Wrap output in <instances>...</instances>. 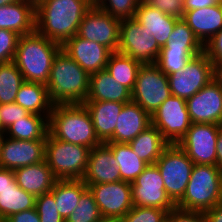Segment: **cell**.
Masks as SVG:
<instances>
[{"instance_id":"cell-5","label":"cell","mask_w":222,"mask_h":222,"mask_svg":"<svg viewBox=\"0 0 222 222\" xmlns=\"http://www.w3.org/2000/svg\"><path fill=\"white\" fill-rule=\"evenodd\" d=\"M222 202V171L216 165L194 164L190 180L176 208L205 212Z\"/></svg>"},{"instance_id":"cell-4","label":"cell","mask_w":222,"mask_h":222,"mask_svg":"<svg viewBox=\"0 0 222 222\" xmlns=\"http://www.w3.org/2000/svg\"><path fill=\"white\" fill-rule=\"evenodd\" d=\"M61 44L39 34L36 30L20 36L13 62L27 82L47 84L52 62Z\"/></svg>"},{"instance_id":"cell-37","label":"cell","mask_w":222,"mask_h":222,"mask_svg":"<svg viewBox=\"0 0 222 222\" xmlns=\"http://www.w3.org/2000/svg\"><path fill=\"white\" fill-rule=\"evenodd\" d=\"M204 49L194 32L183 19H178L170 34L169 41L161 48Z\"/></svg>"},{"instance_id":"cell-42","label":"cell","mask_w":222,"mask_h":222,"mask_svg":"<svg viewBox=\"0 0 222 222\" xmlns=\"http://www.w3.org/2000/svg\"><path fill=\"white\" fill-rule=\"evenodd\" d=\"M29 114V112L21 107L19 104L8 103L0 104V128L1 131H5L14 122L19 119H24Z\"/></svg>"},{"instance_id":"cell-22","label":"cell","mask_w":222,"mask_h":222,"mask_svg":"<svg viewBox=\"0 0 222 222\" xmlns=\"http://www.w3.org/2000/svg\"><path fill=\"white\" fill-rule=\"evenodd\" d=\"M14 175L17 185L35 197L49 193L57 181L45 160L18 168Z\"/></svg>"},{"instance_id":"cell-36","label":"cell","mask_w":222,"mask_h":222,"mask_svg":"<svg viewBox=\"0 0 222 222\" xmlns=\"http://www.w3.org/2000/svg\"><path fill=\"white\" fill-rule=\"evenodd\" d=\"M103 219L93 193L87 188L80 196L78 206L65 222H99Z\"/></svg>"},{"instance_id":"cell-14","label":"cell","mask_w":222,"mask_h":222,"mask_svg":"<svg viewBox=\"0 0 222 222\" xmlns=\"http://www.w3.org/2000/svg\"><path fill=\"white\" fill-rule=\"evenodd\" d=\"M120 23L121 20L112 17L95 4L83 17L77 35L116 52L119 45Z\"/></svg>"},{"instance_id":"cell-25","label":"cell","mask_w":222,"mask_h":222,"mask_svg":"<svg viewBox=\"0 0 222 222\" xmlns=\"http://www.w3.org/2000/svg\"><path fill=\"white\" fill-rule=\"evenodd\" d=\"M132 92L113 78L106 69L90 75L89 93L86 101H112L127 103Z\"/></svg>"},{"instance_id":"cell-49","label":"cell","mask_w":222,"mask_h":222,"mask_svg":"<svg viewBox=\"0 0 222 222\" xmlns=\"http://www.w3.org/2000/svg\"><path fill=\"white\" fill-rule=\"evenodd\" d=\"M184 4L185 11H187L197 8L209 7L215 3L212 0H184Z\"/></svg>"},{"instance_id":"cell-11","label":"cell","mask_w":222,"mask_h":222,"mask_svg":"<svg viewBox=\"0 0 222 222\" xmlns=\"http://www.w3.org/2000/svg\"><path fill=\"white\" fill-rule=\"evenodd\" d=\"M130 184L133 206L159 208L167 212L176 208L165 190L161 173L155 164L148 165Z\"/></svg>"},{"instance_id":"cell-52","label":"cell","mask_w":222,"mask_h":222,"mask_svg":"<svg viewBox=\"0 0 222 222\" xmlns=\"http://www.w3.org/2000/svg\"><path fill=\"white\" fill-rule=\"evenodd\" d=\"M25 3L32 5L35 9L44 2V0H23Z\"/></svg>"},{"instance_id":"cell-10","label":"cell","mask_w":222,"mask_h":222,"mask_svg":"<svg viewBox=\"0 0 222 222\" xmlns=\"http://www.w3.org/2000/svg\"><path fill=\"white\" fill-rule=\"evenodd\" d=\"M213 79V63L205 52L192 57L183 70L168 75L171 95L187 100Z\"/></svg>"},{"instance_id":"cell-32","label":"cell","mask_w":222,"mask_h":222,"mask_svg":"<svg viewBox=\"0 0 222 222\" xmlns=\"http://www.w3.org/2000/svg\"><path fill=\"white\" fill-rule=\"evenodd\" d=\"M141 66L139 61L116 51L111 53L105 69L119 84L132 92Z\"/></svg>"},{"instance_id":"cell-18","label":"cell","mask_w":222,"mask_h":222,"mask_svg":"<svg viewBox=\"0 0 222 222\" xmlns=\"http://www.w3.org/2000/svg\"><path fill=\"white\" fill-rule=\"evenodd\" d=\"M186 104L192 123L218 124L222 116V87L212 79Z\"/></svg>"},{"instance_id":"cell-45","label":"cell","mask_w":222,"mask_h":222,"mask_svg":"<svg viewBox=\"0 0 222 222\" xmlns=\"http://www.w3.org/2000/svg\"><path fill=\"white\" fill-rule=\"evenodd\" d=\"M204 52L212 63H222V30L204 46Z\"/></svg>"},{"instance_id":"cell-23","label":"cell","mask_w":222,"mask_h":222,"mask_svg":"<svg viewBox=\"0 0 222 222\" xmlns=\"http://www.w3.org/2000/svg\"><path fill=\"white\" fill-rule=\"evenodd\" d=\"M90 113L98 139L106 143L114 134V130L124 104L112 101H85L83 103Z\"/></svg>"},{"instance_id":"cell-3","label":"cell","mask_w":222,"mask_h":222,"mask_svg":"<svg viewBox=\"0 0 222 222\" xmlns=\"http://www.w3.org/2000/svg\"><path fill=\"white\" fill-rule=\"evenodd\" d=\"M49 134L64 142L90 149L102 144L98 139L90 113L83 103L53 105L48 118Z\"/></svg>"},{"instance_id":"cell-9","label":"cell","mask_w":222,"mask_h":222,"mask_svg":"<svg viewBox=\"0 0 222 222\" xmlns=\"http://www.w3.org/2000/svg\"><path fill=\"white\" fill-rule=\"evenodd\" d=\"M160 49L155 38L134 18L121 20L118 52L142 64H155Z\"/></svg>"},{"instance_id":"cell-39","label":"cell","mask_w":222,"mask_h":222,"mask_svg":"<svg viewBox=\"0 0 222 222\" xmlns=\"http://www.w3.org/2000/svg\"><path fill=\"white\" fill-rule=\"evenodd\" d=\"M167 213L164 209L133 206L120 222H166Z\"/></svg>"},{"instance_id":"cell-31","label":"cell","mask_w":222,"mask_h":222,"mask_svg":"<svg viewBox=\"0 0 222 222\" xmlns=\"http://www.w3.org/2000/svg\"><path fill=\"white\" fill-rule=\"evenodd\" d=\"M111 148L115 160L118 162L120 180L132 183L148 166L134 154L128 143L106 142Z\"/></svg>"},{"instance_id":"cell-8","label":"cell","mask_w":222,"mask_h":222,"mask_svg":"<svg viewBox=\"0 0 222 222\" xmlns=\"http://www.w3.org/2000/svg\"><path fill=\"white\" fill-rule=\"evenodd\" d=\"M169 96L168 76L156 64H142L132 90V101L151 116Z\"/></svg>"},{"instance_id":"cell-21","label":"cell","mask_w":222,"mask_h":222,"mask_svg":"<svg viewBox=\"0 0 222 222\" xmlns=\"http://www.w3.org/2000/svg\"><path fill=\"white\" fill-rule=\"evenodd\" d=\"M183 20L205 46L215 34L222 30V4L187 10Z\"/></svg>"},{"instance_id":"cell-41","label":"cell","mask_w":222,"mask_h":222,"mask_svg":"<svg viewBox=\"0 0 222 222\" xmlns=\"http://www.w3.org/2000/svg\"><path fill=\"white\" fill-rule=\"evenodd\" d=\"M19 38L13 31L0 29V63L13 61Z\"/></svg>"},{"instance_id":"cell-6","label":"cell","mask_w":222,"mask_h":222,"mask_svg":"<svg viewBox=\"0 0 222 222\" xmlns=\"http://www.w3.org/2000/svg\"><path fill=\"white\" fill-rule=\"evenodd\" d=\"M90 148L53 138L45 142L44 160L57 180H80L86 174Z\"/></svg>"},{"instance_id":"cell-27","label":"cell","mask_w":222,"mask_h":222,"mask_svg":"<svg viewBox=\"0 0 222 222\" xmlns=\"http://www.w3.org/2000/svg\"><path fill=\"white\" fill-rule=\"evenodd\" d=\"M128 144L134 154L148 165L155 164L161 153L170 145L161 132L152 124Z\"/></svg>"},{"instance_id":"cell-40","label":"cell","mask_w":222,"mask_h":222,"mask_svg":"<svg viewBox=\"0 0 222 222\" xmlns=\"http://www.w3.org/2000/svg\"><path fill=\"white\" fill-rule=\"evenodd\" d=\"M35 208L40 222H65L57 211L54 196L50 192L36 197Z\"/></svg>"},{"instance_id":"cell-30","label":"cell","mask_w":222,"mask_h":222,"mask_svg":"<svg viewBox=\"0 0 222 222\" xmlns=\"http://www.w3.org/2000/svg\"><path fill=\"white\" fill-rule=\"evenodd\" d=\"M49 116L29 113L24 119L14 122L5 132V136L17 140H46L49 132Z\"/></svg>"},{"instance_id":"cell-53","label":"cell","mask_w":222,"mask_h":222,"mask_svg":"<svg viewBox=\"0 0 222 222\" xmlns=\"http://www.w3.org/2000/svg\"><path fill=\"white\" fill-rule=\"evenodd\" d=\"M17 1H19V0H0V6L7 5V4H13Z\"/></svg>"},{"instance_id":"cell-58","label":"cell","mask_w":222,"mask_h":222,"mask_svg":"<svg viewBox=\"0 0 222 222\" xmlns=\"http://www.w3.org/2000/svg\"><path fill=\"white\" fill-rule=\"evenodd\" d=\"M215 4H222V0H212Z\"/></svg>"},{"instance_id":"cell-2","label":"cell","mask_w":222,"mask_h":222,"mask_svg":"<svg viewBox=\"0 0 222 222\" xmlns=\"http://www.w3.org/2000/svg\"><path fill=\"white\" fill-rule=\"evenodd\" d=\"M90 75L64 51L55 56L46 84L53 105L84 103L89 93Z\"/></svg>"},{"instance_id":"cell-56","label":"cell","mask_w":222,"mask_h":222,"mask_svg":"<svg viewBox=\"0 0 222 222\" xmlns=\"http://www.w3.org/2000/svg\"><path fill=\"white\" fill-rule=\"evenodd\" d=\"M218 128H219L220 131H222V116H221V118L218 122Z\"/></svg>"},{"instance_id":"cell-35","label":"cell","mask_w":222,"mask_h":222,"mask_svg":"<svg viewBox=\"0 0 222 222\" xmlns=\"http://www.w3.org/2000/svg\"><path fill=\"white\" fill-rule=\"evenodd\" d=\"M24 77L13 61L0 63V104L15 102Z\"/></svg>"},{"instance_id":"cell-26","label":"cell","mask_w":222,"mask_h":222,"mask_svg":"<svg viewBox=\"0 0 222 222\" xmlns=\"http://www.w3.org/2000/svg\"><path fill=\"white\" fill-rule=\"evenodd\" d=\"M35 20V8L23 0L0 6V29L20 36L30 34L35 31Z\"/></svg>"},{"instance_id":"cell-47","label":"cell","mask_w":222,"mask_h":222,"mask_svg":"<svg viewBox=\"0 0 222 222\" xmlns=\"http://www.w3.org/2000/svg\"><path fill=\"white\" fill-rule=\"evenodd\" d=\"M16 184L14 171L0 168V191L4 188H13Z\"/></svg>"},{"instance_id":"cell-46","label":"cell","mask_w":222,"mask_h":222,"mask_svg":"<svg viewBox=\"0 0 222 222\" xmlns=\"http://www.w3.org/2000/svg\"><path fill=\"white\" fill-rule=\"evenodd\" d=\"M4 222H40V218L36 208H32L11 215Z\"/></svg>"},{"instance_id":"cell-55","label":"cell","mask_w":222,"mask_h":222,"mask_svg":"<svg viewBox=\"0 0 222 222\" xmlns=\"http://www.w3.org/2000/svg\"><path fill=\"white\" fill-rule=\"evenodd\" d=\"M99 222H120V220H115V219H102Z\"/></svg>"},{"instance_id":"cell-48","label":"cell","mask_w":222,"mask_h":222,"mask_svg":"<svg viewBox=\"0 0 222 222\" xmlns=\"http://www.w3.org/2000/svg\"><path fill=\"white\" fill-rule=\"evenodd\" d=\"M206 222H222V202L204 212Z\"/></svg>"},{"instance_id":"cell-16","label":"cell","mask_w":222,"mask_h":222,"mask_svg":"<svg viewBox=\"0 0 222 222\" xmlns=\"http://www.w3.org/2000/svg\"><path fill=\"white\" fill-rule=\"evenodd\" d=\"M61 50L89 75L104 70L112 51L106 46L79 37L77 34L61 45Z\"/></svg>"},{"instance_id":"cell-12","label":"cell","mask_w":222,"mask_h":222,"mask_svg":"<svg viewBox=\"0 0 222 222\" xmlns=\"http://www.w3.org/2000/svg\"><path fill=\"white\" fill-rule=\"evenodd\" d=\"M151 124L170 144H177L192 124L186 100L169 96L151 115Z\"/></svg>"},{"instance_id":"cell-29","label":"cell","mask_w":222,"mask_h":222,"mask_svg":"<svg viewBox=\"0 0 222 222\" xmlns=\"http://www.w3.org/2000/svg\"><path fill=\"white\" fill-rule=\"evenodd\" d=\"M88 188L82 179L57 180L50 191L54 196L57 211L66 220L78 206L81 194Z\"/></svg>"},{"instance_id":"cell-43","label":"cell","mask_w":222,"mask_h":222,"mask_svg":"<svg viewBox=\"0 0 222 222\" xmlns=\"http://www.w3.org/2000/svg\"><path fill=\"white\" fill-rule=\"evenodd\" d=\"M147 5L159 9L161 12L183 19L185 13L184 0H143Z\"/></svg>"},{"instance_id":"cell-13","label":"cell","mask_w":222,"mask_h":222,"mask_svg":"<svg viewBox=\"0 0 222 222\" xmlns=\"http://www.w3.org/2000/svg\"><path fill=\"white\" fill-rule=\"evenodd\" d=\"M218 124L192 123L177 145L194 164L217 166Z\"/></svg>"},{"instance_id":"cell-20","label":"cell","mask_w":222,"mask_h":222,"mask_svg":"<svg viewBox=\"0 0 222 222\" xmlns=\"http://www.w3.org/2000/svg\"><path fill=\"white\" fill-rule=\"evenodd\" d=\"M150 125L151 116L131 100L124 104L114 134L107 142L129 143Z\"/></svg>"},{"instance_id":"cell-57","label":"cell","mask_w":222,"mask_h":222,"mask_svg":"<svg viewBox=\"0 0 222 222\" xmlns=\"http://www.w3.org/2000/svg\"><path fill=\"white\" fill-rule=\"evenodd\" d=\"M93 5L97 4L100 0H89Z\"/></svg>"},{"instance_id":"cell-54","label":"cell","mask_w":222,"mask_h":222,"mask_svg":"<svg viewBox=\"0 0 222 222\" xmlns=\"http://www.w3.org/2000/svg\"><path fill=\"white\" fill-rule=\"evenodd\" d=\"M5 132L4 131H0V153H1V147H2V144H3V141L5 139Z\"/></svg>"},{"instance_id":"cell-7","label":"cell","mask_w":222,"mask_h":222,"mask_svg":"<svg viewBox=\"0 0 222 222\" xmlns=\"http://www.w3.org/2000/svg\"><path fill=\"white\" fill-rule=\"evenodd\" d=\"M155 165L161 173L168 196L177 204L185 194L194 167L193 161L177 144H170Z\"/></svg>"},{"instance_id":"cell-19","label":"cell","mask_w":222,"mask_h":222,"mask_svg":"<svg viewBox=\"0 0 222 222\" xmlns=\"http://www.w3.org/2000/svg\"><path fill=\"white\" fill-rule=\"evenodd\" d=\"M118 162L111 148L102 143L90 149L88 166L83 181L86 185L120 181Z\"/></svg>"},{"instance_id":"cell-50","label":"cell","mask_w":222,"mask_h":222,"mask_svg":"<svg viewBox=\"0 0 222 222\" xmlns=\"http://www.w3.org/2000/svg\"><path fill=\"white\" fill-rule=\"evenodd\" d=\"M217 167L222 171V131L219 130L217 138Z\"/></svg>"},{"instance_id":"cell-51","label":"cell","mask_w":222,"mask_h":222,"mask_svg":"<svg viewBox=\"0 0 222 222\" xmlns=\"http://www.w3.org/2000/svg\"><path fill=\"white\" fill-rule=\"evenodd\" d=\"M213 80L222 87V63H213Z\"/></svg>"},{"instance_id":"cell-17","label":"cell","mask_w":222,"mask_h":222,"mask_svg":"<svg viewBox=\"0 0 222 222\" xmlns=\"http://www.w3.org/2000/svg\"><path fill=\"white\" fill-rule=\"evenodd\" d=\"M46 140H17L5 137L0 153V168L16 170L44 161Z\"/></svg>"},{"instance_id":"cell-1","label":"cell","mask_w":222,"mask_h":222,"mask_svg":"<svg viewBox=\"0 0 222 222\" xmlns=\"http://www.w3.org/2000/svg\"><path fill=\"white\" fill-rule=\"evenodd\" d=\"M92 5L89 0H44L35 9V30L62 45L78 33Z\"/></svg>"},{"instance_id":"cell-28","label":"cell","mask_w":222,"mask_h":222,"mask_svg":"<svg viewBox=\"0 0 222 222\" xmlns=\"http://www.w3.org/2000/svg\"><path fill=\"white\" fill-rule=\"evenodd\" d=\"M15 103L29 113L41 116H49L53 108V104L48 99L46 85L38 82L24 81L17 92Z\"/></svg>"},{"instance_id":"cell-15","label":"cell","mask_w":222,"mask_h":222,"mask_svg":"<svg viewBox=\"0 0 222 222\" xmlns=\"http://www.w3.org/2000/svg\"><path fill=\"white\" fill-rule=\"evenodd\" d=\"M103 219L121 220L132 208L131 184L125 181L87 185Z\"/></svg>"},{"instance_id":"cell-44","label":"cell","mask_w":222,"mask_h":222,"mask_svg":"<svg viewBox=\"0 0 222 222\" xmlns=\"http://www.w3.org/2000/svg\"><path fill=\"white\" fill-rule=\"evenodd\" d=\"M166 222H206L204 212L174 208L166 216Z\"/></svg>"},{"instance_id":"cell-33","label":"cell","mask_w":222,"mask_h":222,"mask_svg":"<svg viewBox=\"0 0 222 222\" xmlns=\"http://www.w3.org/2000/svg\"><path fill=\"white\" fill-rule=\"evenodd\" d=\"M36 197L24 191L17 184L0 191V221L4 222L13 214L35 208Z\"/></svg>"},{"instance_id":"cell-38","label":"cell","mask_w":222,"mask_h":222,"mask_svg":"<svg viewBox=\"0 0 222 222\" xmlns=\"http://www.w3.org/2000/svg\"><path fill=\"white\" fill-rule=\"evenodd\" d=\"M142 0H100L96 5L104 12L119 20L135 17L138 5Z\"/></svg>"},{"instance_id":"cell-24","label":"cell","mask_w":222,"mask_h":222,"mask_svg":"<svg viewBox=\"0 0 222 222\" xmlns=\"http://www.w3.org/2000/svg\"><path fill=\"white\" fill-rule=\"evenodd\" d=\"M134 19L155 38L160 48L169 41L170 34L178 20L176 17L147 5L143 0L138 5Z\"/></svg>"},{"instance_id":"cell-34","label":"cell","mask_w":222,"mask_h":222,"mask_svg":"<svg viewBox=\"0 0 222 222\" xmlns=\"http://www.w3.org/2000/svg\"><path fill=\"white\" fill-rule=\"evenodd\" d=\"M202 52H204V49L161 48L155 64L168 76L183 70L192 57Z\"/></svg>"}]
</instances>
